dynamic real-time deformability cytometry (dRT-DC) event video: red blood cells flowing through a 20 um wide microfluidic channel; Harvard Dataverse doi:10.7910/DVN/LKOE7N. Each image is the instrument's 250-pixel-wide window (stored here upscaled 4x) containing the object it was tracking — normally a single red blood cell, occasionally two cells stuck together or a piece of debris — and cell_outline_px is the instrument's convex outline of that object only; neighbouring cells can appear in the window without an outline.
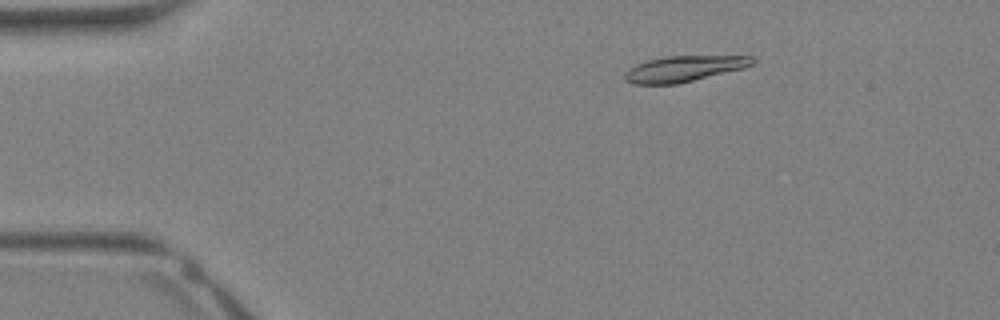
{"species": "Egyptian fruit bat (a non-hibernating species)", "species_latin": "Rousettus aegyptiacus", "temperature_condition": "warm", "stored_images_in_passage": 34, "camera_frame_rate_fps": 3000, "um_per_image_px": 0.085, "animal": {"sex": "female"}, "frame": {"image": 1, "passage_image": 6, "time_ms": 1.667, "image_size_px": [1000, 320], "cell_outline_px": [[756, 60], [752, 64], [744, 68], [676, 84], [632, 84], [624, 80], [624, 72], [628, 68], [636, 64], [648, 60], [664, 56], [752, 56]], "centroid_in_image_um": [58.09, 5.84], "position_along_channel_um": 26.9, "area_um2": 19.19}}
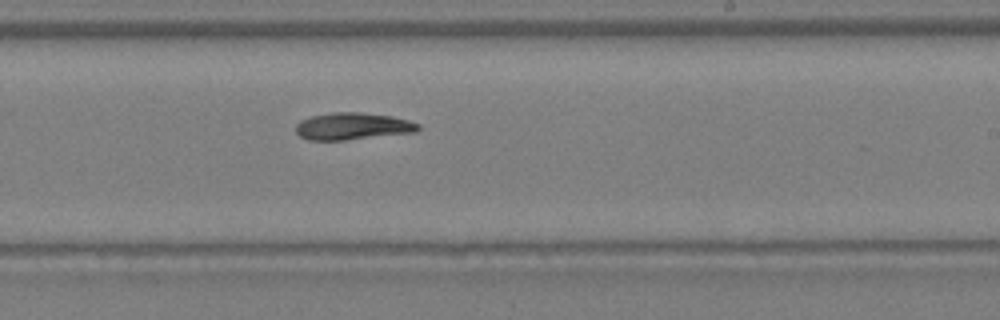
{"frame": {"image": 2, "passage_image": 21, "time_ms": 6.667, "image_size_px": [1000, 320], "cell_outline_px": [[420, 128], [416, 132], [344, 140], [308, 140], [300, 136], [296, 132], [296, 124], [300, 120], [312, 116], [332, 112], [360, 112], [392, 116], [408, 120], [420, 124]], "centroid_in_image_um": [29.97, 10.73], "position_along_channel_um": 259.0, "area_um2": 19.31}}
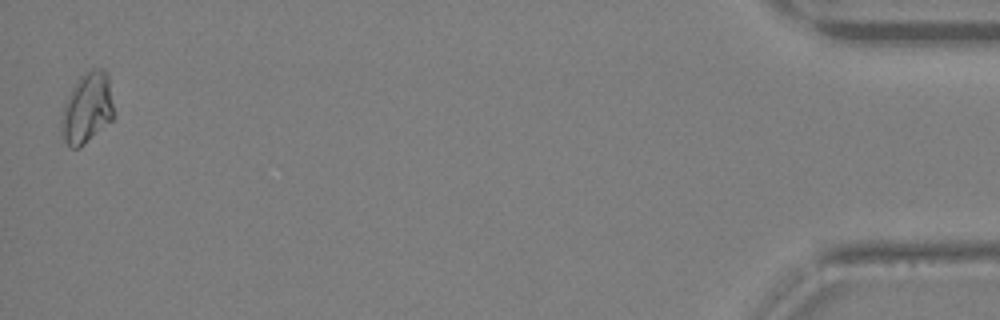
{"frame": {"image": 3, "passage_image": 34, "time_ms": 11.0, "image_size_px": [1000, 320], "cell_outline_px": [[112, 120], [80, 148], [68, 148], [60, 132], [60, 120], [64, 104], [76, 80], [84, 72], [92, 68], [104, 68], [108, 72], [112, 104]], "centroid_in_image_um": [7.37, 9.19], "position_along_channel_um": 427.8, "area_um2": 21.79}}